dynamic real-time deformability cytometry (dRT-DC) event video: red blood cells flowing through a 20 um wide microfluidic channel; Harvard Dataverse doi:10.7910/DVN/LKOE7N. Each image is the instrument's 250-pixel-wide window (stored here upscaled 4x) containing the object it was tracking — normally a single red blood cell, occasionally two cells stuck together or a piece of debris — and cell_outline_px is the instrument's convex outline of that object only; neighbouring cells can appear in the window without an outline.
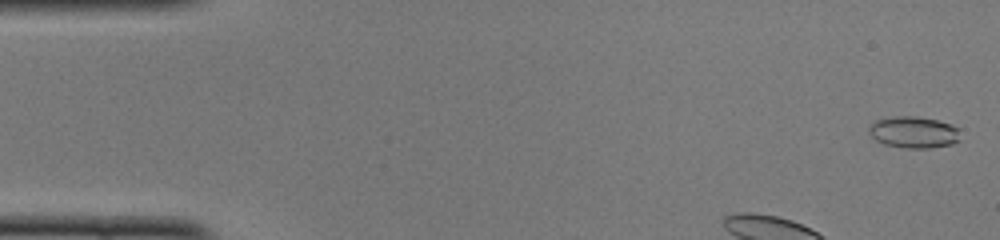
{"species": "common noctule bat (a hibernating species)", "species_latin": "Nyctalus noctula", "temperature_condition": "cold", "stored_images_in_passage": 48, "camera_frame_rate_fps": 3000, "um_per_image_px": 0.085, "animal": {"sex": "female", "body_mass_g": 22.0, "forearm_length_mm": 56.7}, "frame": {"image": 1, "passage_image": 2, "time_ms": 0.333, "image_size_px": [1000, 240], "cell_outline_px": [[960, 140], [952, 144], [932, 148], [904, 148], [884, 144], [876, 140], [868, 132], [868, 128], [876, 120], [892, 116], [916, 116], [936, 120], [960, 128]], "centroid_in_image_um": [77.68, 11.25], "position_along_channel_um": 7.3, "area_um2": 16.94}}
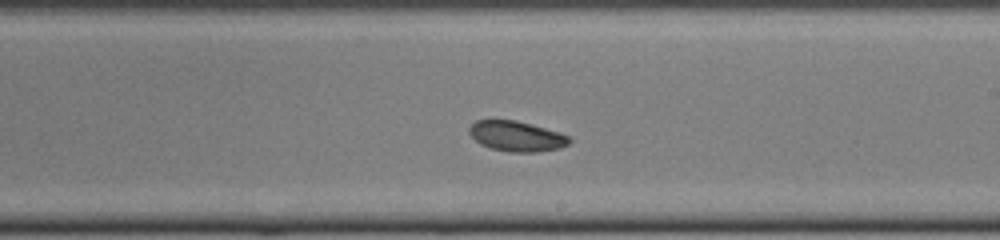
{"frame": {"image": 2, "passage_image": 26, "time_ms": 8.333, "image_size_px": [1000, 240], "cell_outline_px": [[572, 140], [568, 144], [560, 148], [536, 152], [508, 152], [488, 148], [480, 144], [468, 132], [468, 128], [476, 120], [516, 120], [560, 132], [568, 136]], "centroid_in_image_um": [43.9, 11.58], "position_along_channel_um": 245.1, "area_um2": 17.74}}
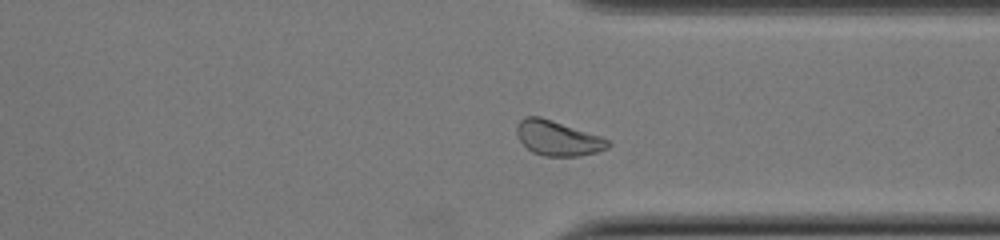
{"frame": {"image": 3, "passage_image": 35, "time_ms": 11.333, "image_size_px": [1000, 240], "cell_outline_px": [[612, 144], [608, 148], [596, 152], [580, 156], [544, 156], [532, 152], [520, 140], [516, 132], [516, 124], [524, 116], [540, 116], [600, 136], [608, 140]], "centroid_in_image_um": [47.39, 11.74], "position_along_channel_um": 364.0, "area_um2": 18.5}, "authors_computed_cell_mechanics": {"area_um2": 18.2648, "velocity_mm_per_s": 3.9365, "shape_relaxation_time_tau1_ms": 2.6018, "shape_relaxation_time_tau2_ms": 1.7371, "deformation_change_tau1": 0.1126, "deformation_change_tau2": 0.0608}}